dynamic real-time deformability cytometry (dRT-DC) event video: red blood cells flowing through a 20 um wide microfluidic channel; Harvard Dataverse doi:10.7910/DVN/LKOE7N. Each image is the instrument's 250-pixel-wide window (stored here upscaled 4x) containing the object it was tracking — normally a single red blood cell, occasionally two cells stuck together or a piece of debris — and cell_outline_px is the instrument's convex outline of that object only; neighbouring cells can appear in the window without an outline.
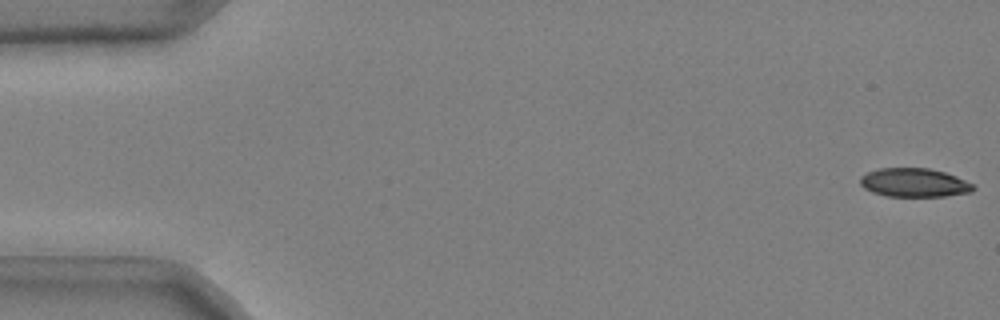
{"species": "common noctule bat (a hibernating species)", "species_latin": "Nyctalus noctula", "temperature_condition": "cold", "stored_images_in_passage": 53, "camera_frame_rate_fps": 3000, "um_per_image_px": 0.085, "animal": {"sex": "male", "body_mass_g": 20.4}, "frame": {"image": 1, "passage_image": 1, "time_ms": 0.0, "image_size_px": [1000, 320], "cell_outline_px": [[976, 188], [972, 192], [944, 196], [888, 196], [872, 192], [864, 188], [860, 184], [860, 176], [876, 168], [928, 168], [944, 172], [956, 176], [972, 184]], "centroid_in_image_um": [77.69, 15.52], "position_along_channel_um": 7.3, "area_um2": 18.9}}
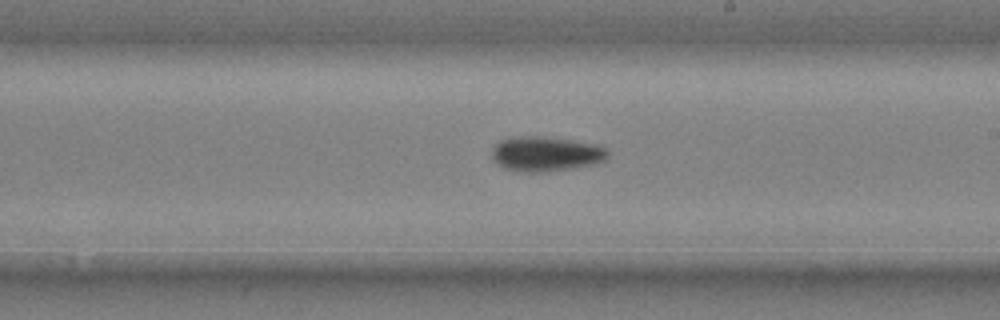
{"frame": {"image": 2, "passage_image": 31, "time_ms": 10.0, "image_size_px": [1000, 320], "cell_outline_px": [[608, 156], [604, 160], [592, 164], [572, 168], [544, 172], [524, 172], [504, 168], [492, 156], [492, 148], [500, 140], [512, 136], [544, 136], [600, 144], [608, 148]], "centroid_in_image_um": [46.43, 13.06], "position_along_channel_um": 242.6, "area_um2": 23.64}}
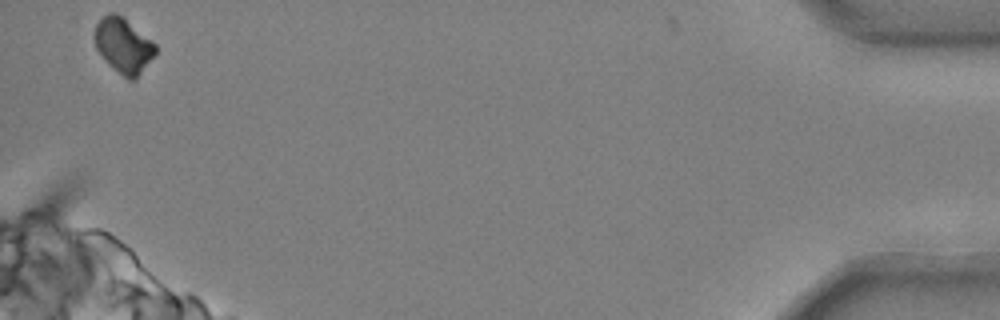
{"frame": {"image": 3, "passage_image": 51, "time_ms": 16.667, "image_size_px": [1000, 320], "cell_outline_px": [[156, 52], [136, 80], [128, 80], [108, 64], [96, 48], [96, 24], [108, 12], [116, 12], [152, 40], [156, 44]], "centroid_in_image_um": [10.51, 3.88], "position_along_channel_um": 424.7, "area_um2": 19.19}, "authors_computed_cell_mechanics": {"area_um2": 21.2704, "velocity_mm_per_s": 3.7277, "shape_relaxation_time_tau1_ms": 4.8533, "shape_relaxation_time_tau2_ms": null, "deformation_change_tau1": 0.1461, "deformation_change_tau2": null}}